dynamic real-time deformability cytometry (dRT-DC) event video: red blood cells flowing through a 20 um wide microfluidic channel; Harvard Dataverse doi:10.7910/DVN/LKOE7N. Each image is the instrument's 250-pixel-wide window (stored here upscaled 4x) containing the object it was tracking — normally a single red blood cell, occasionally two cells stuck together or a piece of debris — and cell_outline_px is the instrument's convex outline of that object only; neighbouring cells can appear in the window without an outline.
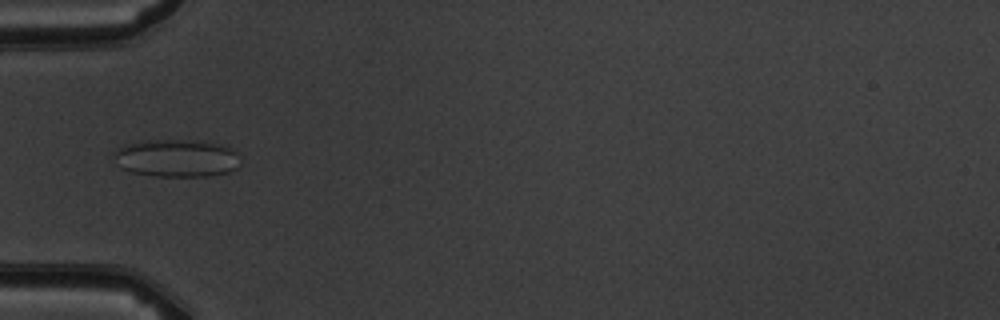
{"species": "common noctule bat (a hibernating species)", "species_latin": "Nyctalus noctula", "temperature_condition": "warm", "stored_images_in_passage": 6, "camera_frame_rate_fps": 3000, "um_per_image_px": 0.085, "animal": {"sex": "male", "body_mass_g": 19.5, "forearm_length_mm": 54.6}, "frame": {"image": 1, "passage_image": 5, "time_ms": 5.333, "image_size_px": [1000, 320], "cell_outline_px": [[240, 164], [236, 168], [228, 172], [208, 176], [152, 176], [132, 172], [120, 168], [112, 156], [112, 152], [116, 148], [124, 144], [144, 140], [204, 140], [220, 144], [232, 148], [240, 156]], "centroid_in_image_um": [14.99, 13.43], "position_along_channel_um": 70.0, "area_um2": 28.38}}
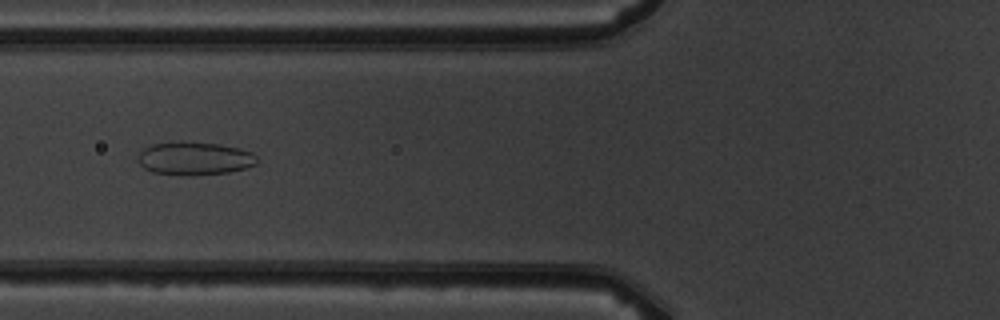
{"frame": {"image": 2, "passage_image": 6, "time_ms": 6.333, "image_size_px": [1000, 320], "cell_outline_px": [[260, 160], [256, 164], [244, 168], [228, 172], [192, 176], [188, 176], [152, 172], [144, 168], [136, 160], [140, 152], [144, 148], [152, 144], [220, 144], [240, 148], [252, 152]], "centroid_in_image_um": [16.57, 13.51], "position_along_channel_um": 109.2, "area_um2": 22.48}}